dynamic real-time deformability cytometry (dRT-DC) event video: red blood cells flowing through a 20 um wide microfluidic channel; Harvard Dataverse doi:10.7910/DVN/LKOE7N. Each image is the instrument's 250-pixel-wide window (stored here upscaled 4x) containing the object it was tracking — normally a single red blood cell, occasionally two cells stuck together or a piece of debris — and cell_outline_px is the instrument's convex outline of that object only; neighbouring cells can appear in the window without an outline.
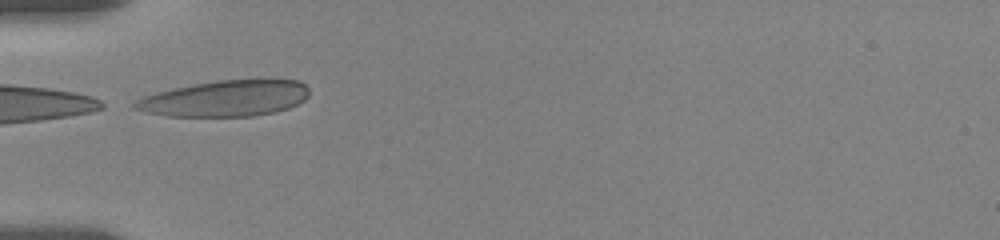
{"species": "human", "species_latin": "Homo sapiens", "temperature_condition": "room temperature", "stored_images_in_passage": 11, "camera_frame_rate_fps": 3000, "um_per_image_px": 0.085, "donor": {"sex": "female"}, "frame": {"image": 1, "passage_image": 5, "time_ms": 3.667, "image_size_px": [1000, 240], "cell_outline_px": [[308, 96], [304, 100], [288, 108], [276, 112], [252, 116], [168, 116], [144, 112], [132, 108], [132, 104], [136, 100], [144, 96], [156, 92], [172, 88], [216, 80], [300, 80], [308, 88]], "centroid_in_image_um": [19.11, 8.37], "position_along_channel_um": 65.9, "area_um2": 36.59}}
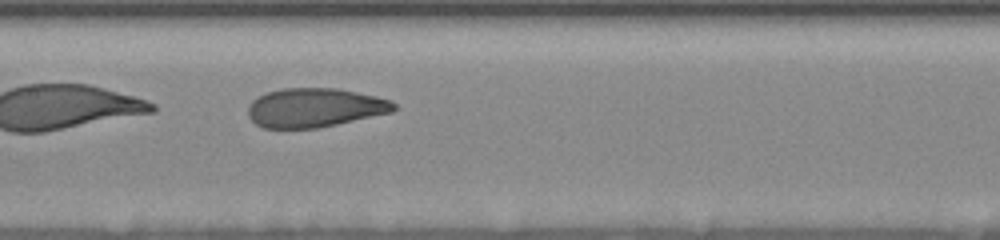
{"frame": {"image": 2, "passage_image": 8, "time_ms": 7.0, "image_size_px": [1000, 240], "cell_outline_px": [[396, 108], [392, 112], [336, 124], [316, 128], [264, 128], [256, 124], [248, 116], [248, 108], [252, 100], [264, 92], [280, 88], [336, 88], [376, 96], [392, 100], [396, 104]], "centroid_in_image_um": [26.73, 9.14], "position_along_channel_um": 180.7, "area_um2": 33.23}}
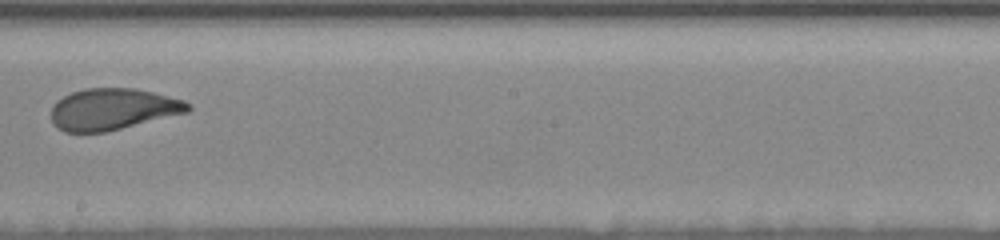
{"frame": {"image": 3, "passage_image": 10, "time_ms": 8.667, "image_size_px": [1000, 240], "cell_outline_px": [[192, 108], [188, 112], [104, 132], [64, 132], [56, 128], [52, 120], [52, 104], [56, 100], [72, 92], [84, 88], [136, 88], [184, 100], [192, 104]], "centroid_in_image_um": [9.57, 9.27], "position_along_channel_um": 238.6, "area_um2": 33.06}}